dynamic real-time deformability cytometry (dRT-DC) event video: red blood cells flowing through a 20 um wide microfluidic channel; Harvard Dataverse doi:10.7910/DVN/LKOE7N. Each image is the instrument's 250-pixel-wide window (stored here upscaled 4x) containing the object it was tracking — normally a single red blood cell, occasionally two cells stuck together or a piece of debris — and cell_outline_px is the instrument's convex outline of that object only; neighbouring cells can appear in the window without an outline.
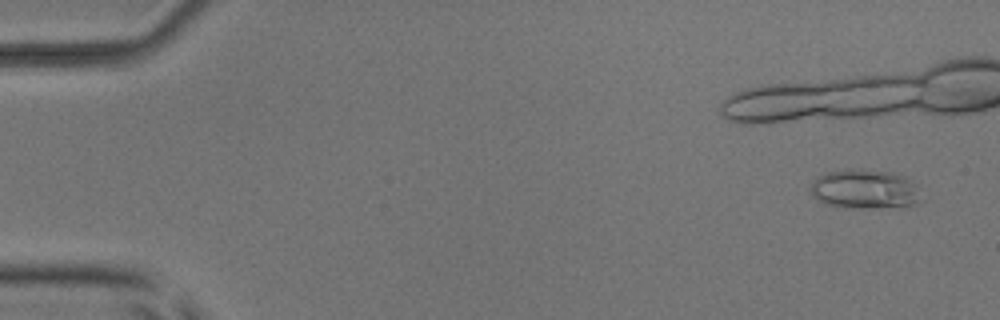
{"species": "common noctule bat (a hibernating species)", "species_latin": "Nyctalus noctula", "temperature_condition": "room temperature", "stored_images_in_passage": 4, "camera_frame_rate_fps": 3000, "um_per_image_px": 0.085, "animal": {"sex": "male", "body_mass_g": 17.9, "forearm_length_mm": 54.2}, "frame": {"image": 1, "passage_image": 1, "time_ms": 0.0, "image_size_px": [1000, 320], "cell_outline_px": [[924, 200], [916, 204], [900, 208], [844, 208], [824, 204], [812, 196], [812, 184], [824, 172], [844, 168], [860, 168], [892, 172], [904, 176], [916, 184]], "centroid_in_image_um": [73.57, 16.09], "position_along_channel_um": 11.4, "area_um2": 26.24}}